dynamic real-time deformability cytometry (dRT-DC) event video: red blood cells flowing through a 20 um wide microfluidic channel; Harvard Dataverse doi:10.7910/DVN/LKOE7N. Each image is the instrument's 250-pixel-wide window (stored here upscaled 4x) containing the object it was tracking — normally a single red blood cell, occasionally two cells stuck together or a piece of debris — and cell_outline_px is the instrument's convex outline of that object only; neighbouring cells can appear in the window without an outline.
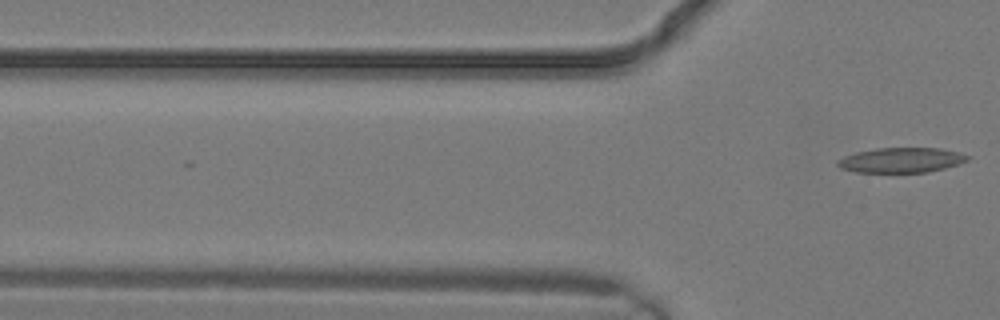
{"species": "common noctule bat (a hibernating species)", "species_latin": "Nyctalus noctula", "temperature_condition": "warm", "stored_images_in_passage": 2, "camera_frame_rate_fps": 3000, "um_per_image_px": 0.085, "animal": {"sex": "male", "body_mass_g": 19.2, "forearm_length_mm": 51.8}, "frame": {"image": 1, "passage_image": 2, "time_ms": 0.333, "image_size_px": [1000, 320], "cell_outline_px": [[972, 156], [968, 160], [944, 168], [928, 172], [856, 172], [840, 168], [836, 164], [836, 160], [844, 156], [856, 152], [876, 148], [940, 148], [960, 152]], "centroid_in_image_um": [76.6, 13.6], "position_along_channel_um": 49.2, "area_um2": 18.96}}